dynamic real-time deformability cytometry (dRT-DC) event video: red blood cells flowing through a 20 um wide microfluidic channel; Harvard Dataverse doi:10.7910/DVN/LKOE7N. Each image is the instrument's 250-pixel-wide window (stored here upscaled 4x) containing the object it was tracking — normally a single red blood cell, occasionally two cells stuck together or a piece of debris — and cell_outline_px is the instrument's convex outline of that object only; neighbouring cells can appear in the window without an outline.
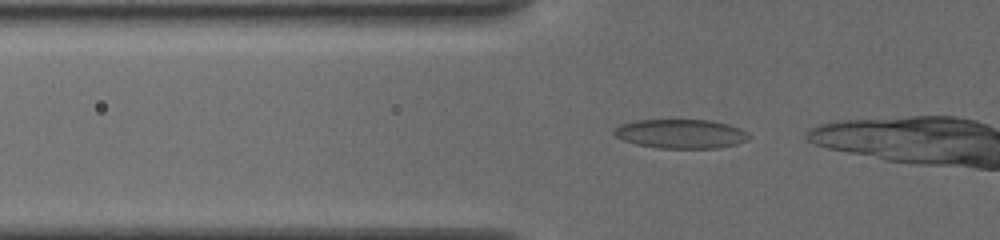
{"species": "common noctule bat (a hibernating species)", "species_latin": "Nyctalus noctula", "temperature_condition": "cold", "stored_images_in_passage": 15, "camera_frame_rate_fps": 3000, "um_per_image_px": 0.085, "animal": {"sex": "female", "body_mass_g": 19.5, "forearm_length_mm": 54.1}, "frame": {"image": 1, "passage_image": 9, "time_ms": 2.667, "image_size_px": [1000, 240], "cell_outline_px": [[752, 136], [748, 140], [736, 144], [716, 148], [660, 148], [636, 144], [624, 140], [616, 136], [612, 132], [620, 124], [636, 120], [708, 120], [728, 124], [740, 128], [748, 132]], "centroid_in_image_um": [57.9, 11.37], "position_along_channel_um": 67.9, "area_um2": 22.89}}
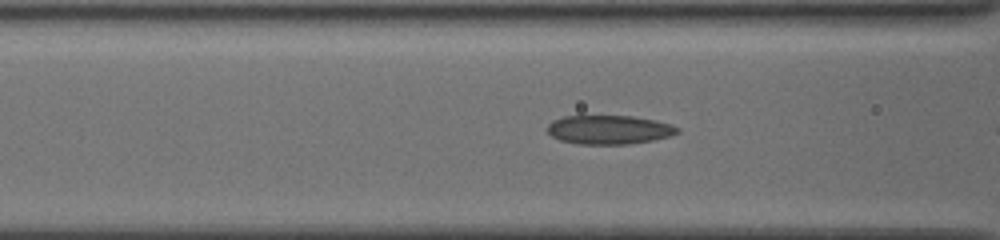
{"frame": {"image": 2, "passage_image": 13, "time_ms": 4.0, "image_size_px": [1000, 240], "cell_outline_px": [[680, 132], [668, 136], [652, 140], [628, 144], [576, 144], [560, 140], [552, 136], [548, 132], [548, 124], [552, 120], [564, 116], [632, 116], [656, 120], [672, 124], [680, 128]], "centroid_in_image_um": [51.78, 11.02], "position_along_channel_um": 114.8, "area_um2": 21.96}}